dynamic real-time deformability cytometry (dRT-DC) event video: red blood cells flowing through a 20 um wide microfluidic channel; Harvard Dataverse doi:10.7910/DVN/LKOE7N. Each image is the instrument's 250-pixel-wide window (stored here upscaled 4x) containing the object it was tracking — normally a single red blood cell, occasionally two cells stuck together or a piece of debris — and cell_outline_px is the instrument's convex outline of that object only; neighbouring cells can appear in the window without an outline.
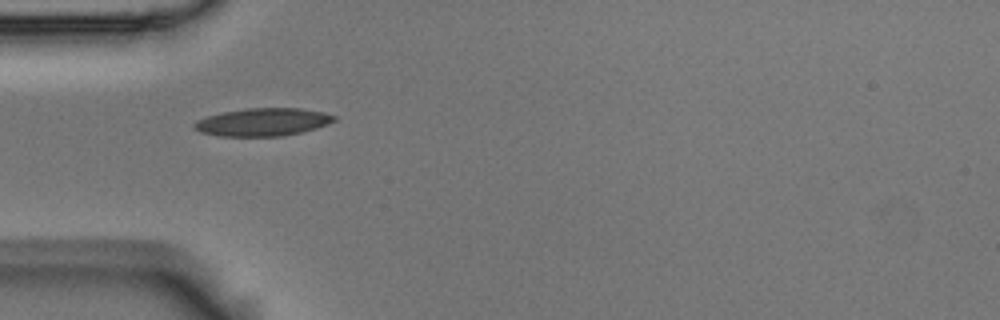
{"species": "Egyptian fruit bat (a non-hibernating species)", "species_latin": "Rousettus aegyptiacus", "temperature_condition": "room temperature", "stored_images_in_passage": 2, "camera_frame_rate_fps": 3000, "um_per_image_px": 0.085, "animal": {"sex": "male"}, "frame": {"image": 1, "passage_image": 1, "time_ms": 0.0, "image_size_px": [1000, 320], "cell_outline_px": [[336, 120], [328, 124], [316, 128], [300, 132], [280, 136], [220, 136], [200, 132], [192, 124], [196, 120], [208, 116], [224, 112], [248, 108], [300, 108], [324, 112], [336, 116]], "centroid_in_image_um": [22.36, 10.37], "position_along_channel_um": 62.6, "area_um2": 22.54}}
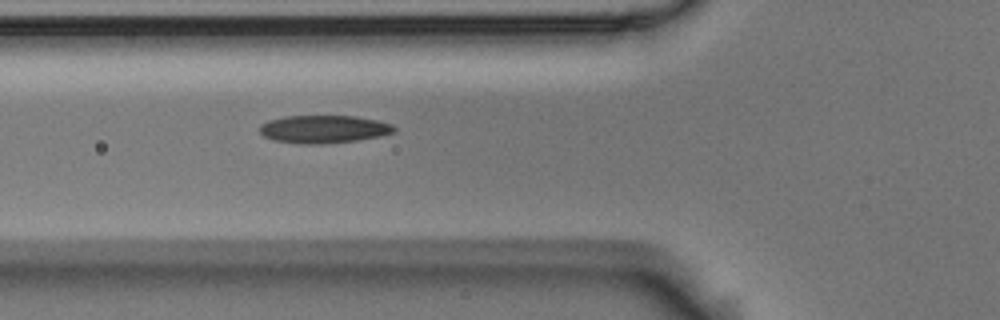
{"frame": {"image": 2, "passage_image": 2, "time_ms": 0.333, "image_size_px": [1000, 320], "cell_outline_px": [[396, 132], [380, 136], [356, 140], [320, 144], [300, 144], [272, 140], [264, 136], [260, 132], [260, 124], [268, 120], [284, 116], [356, 116], [380, 120], [392, 124], [396, 128]], "centroid_in_image_um": [27.52, 10.97], "position_along_channel_um": 98.3, "area_um2": 22.02}}